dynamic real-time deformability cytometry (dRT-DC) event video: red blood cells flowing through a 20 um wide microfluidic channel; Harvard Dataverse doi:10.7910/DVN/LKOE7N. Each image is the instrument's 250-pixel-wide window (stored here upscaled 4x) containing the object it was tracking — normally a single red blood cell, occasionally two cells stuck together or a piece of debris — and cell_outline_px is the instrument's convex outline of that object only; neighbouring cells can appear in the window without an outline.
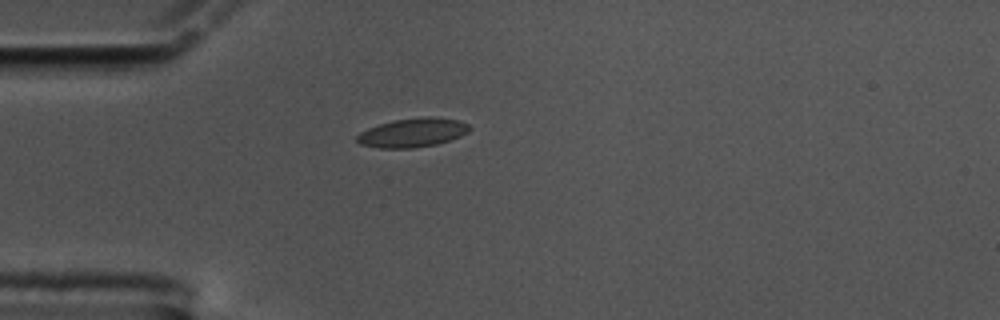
{"species": "common noctule bat (a hibernating species)", "species_latin": "Nyctalus noctula", "temperature_condition": "cold", "stored_images_in_passage": 44, "camera_frame_rate_fps": 3000, "um_per_image_px": 0.085, "animal": {"sex": "male", "body_mass_g": 17.5, "forearm_length_mm": 52.3}, "frame": {"image": 1, "passage_image": 1, "time_ms": 0.0, "image_size_px": [1000, 320], "cell_outline_px": [[472, 128], [468, 132], [460, 136], [436, 144], [412, 148], [380, 148], [360, 144], [356, 140], [356, 136], [360, 132], [368, 128], [392, 120], [424, 116], [432, 116], [460, 120], [468, 124]], "centroid_in_image_um": [35.08, 11.26], "position_along_channel_um": 49.9, "area_um2": 19.07}}
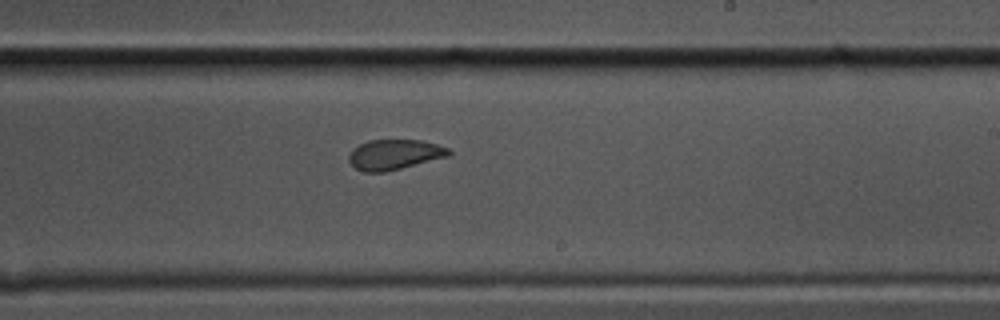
{"frame": {"image": 2, "passage_image": 20, "time_ms": 6.333, "image_size_px": [1000, 320], "cell_outline_px": [[452, 152], [448, 156], [384, 172], [364, 172], [356, 168], [348, 160], [348, 156], [352, 148], [368, 140], [420, 140], [436, 144], [448, 148]], "centroid_in_image_um": [33.49, 13.13], "position_along_channel_um": 255.5, "area_um2": 17.4}}
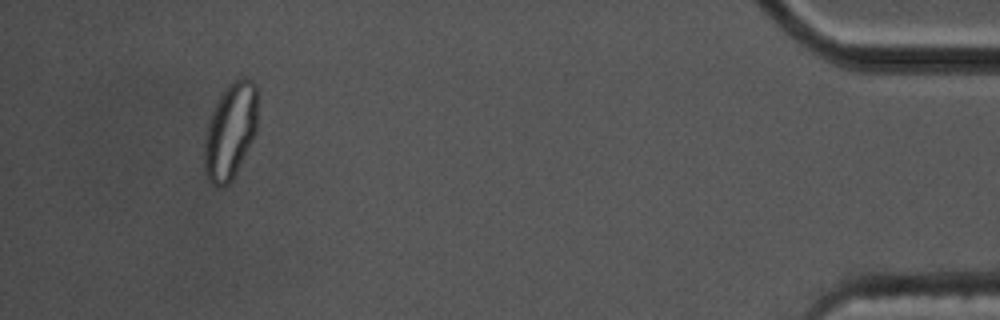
{"frame": {"image": 3, "passage_image": 40, "time_ms": 13.0, "image_size_px": [1000, 320], "cell_outline_px": [[256, 132], [232, 180], [224, 188], [216, 188], [208, 180], [204, 168], [204, 136], [208, 120], [216, 100], [228, 84], [232, 80], [240, 76], [248, 76], [256, 84]], "centroid_in_image_um": [19.55, 11.12], "position_along_channel_um": 415.7, "area_um2": 30.29}, "authors_computed_cell_mechanics": {"area_um2": 18.3226, "velocity_mm_per_s": 3.4179, "shape_relaxation_time_tau1_ms": null, "shape_relaxation_time_tau2_ms": 1.0718, "deformation_change_tau1": null, "deformation_change_tau2": 0.0532}}